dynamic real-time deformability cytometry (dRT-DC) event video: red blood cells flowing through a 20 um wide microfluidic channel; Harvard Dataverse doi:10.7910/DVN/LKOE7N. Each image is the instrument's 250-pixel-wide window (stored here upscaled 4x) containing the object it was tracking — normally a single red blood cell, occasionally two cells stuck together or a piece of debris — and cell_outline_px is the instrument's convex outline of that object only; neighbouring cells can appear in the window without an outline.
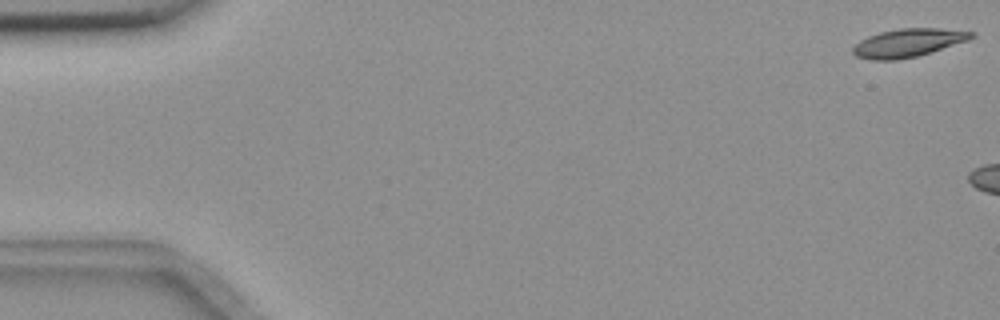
{"species": "common noctule bat (a hibernating species)", "species_latin": "Nyctalus noctula", "temperature_condition": "room temperature", "stored_images_in_passage": 9, "camera_frame_rate_fps": 3000, "um_per_image_px": 0.085, "animal": {"sex": "female", "body_mass_g": 18.4}, "frame": {"image": 1, "passage_image": 1, "time_ms": 0.0, "image_size_px": [1000, 320], "cell_outline_px": [[976, 36], [968, 40], [916, 56], [896, 60], [872, 60], [856, 56], [852, 52], [852, 48], [860, 40], [868, 36], [880, 32], [900, 28], [940, 28], [976, 32]], "centroid_in_image_um": [77.18, 3.63], "position_along_channel_um": 7.8, "area_um2": 19.36}}